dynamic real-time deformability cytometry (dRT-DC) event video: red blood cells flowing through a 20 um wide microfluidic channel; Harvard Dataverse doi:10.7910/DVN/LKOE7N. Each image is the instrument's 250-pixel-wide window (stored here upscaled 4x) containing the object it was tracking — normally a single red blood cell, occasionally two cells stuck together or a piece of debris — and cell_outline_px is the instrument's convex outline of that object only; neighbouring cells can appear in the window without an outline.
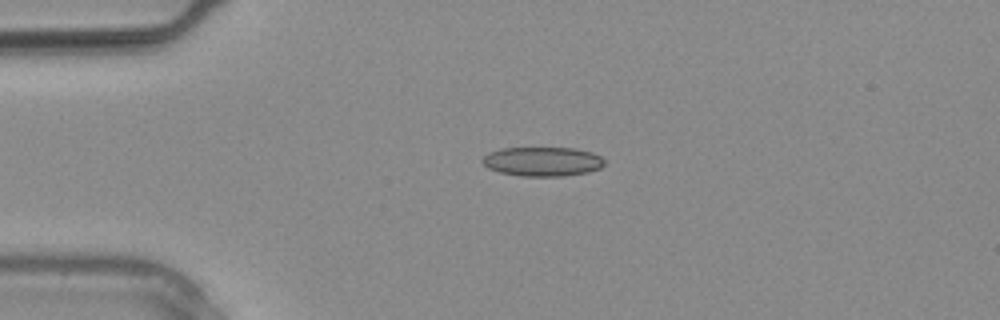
{"species": "common noctule bat (a hibernating species)", "species_latin": "Nyctalus noctula", "temperature_condition": "warm", "stored_images_in_passage": 28, "camera_frame_rate_fps": 3000, "um_per_image_px": 0.085, "animal": {"sex": "male", "body_mass_g": 20.4}, "frame": {"image": 1, "passage_image": 5, "time_ms": 1.333, "image_size_px": [1000, 320], "cell_outline_px": [[604, 164], [600, 168], [588, 172], [564, 176], [520, 176], [500, 172], [488, 168], [480, 160], [488, 152], [500, 148], [576, 148], [592, 152], [600, 156], [604, 160]], "centroid_in_image_um": [46.1, 13.72], "position_along_channel_um": 38.9, "area_um2": 20.92}}